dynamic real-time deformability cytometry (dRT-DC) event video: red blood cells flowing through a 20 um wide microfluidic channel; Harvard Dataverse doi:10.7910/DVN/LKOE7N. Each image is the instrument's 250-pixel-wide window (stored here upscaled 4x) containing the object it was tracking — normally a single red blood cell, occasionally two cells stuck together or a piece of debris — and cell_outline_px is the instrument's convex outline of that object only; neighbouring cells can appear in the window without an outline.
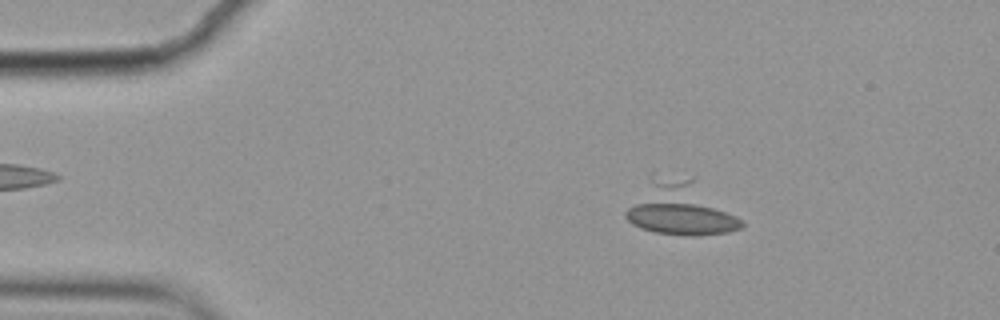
{"species": "common noctule bat (a hibernating species)", "species_latin": "Nyctalus noctula", "temperature_condition": "cold", "stored_images_in_passage": 4, "camera_frame_rate_fps": 3000, "um_per_image_px": 0.085, "animal": {"sex": "female", "body_mass_g": 19.9}, "frame": {"image": 1, "passage_image": 2, "time_ms": 0.333, "image_size_px": [1000, 320], "cell_outline_px": [[744, 224], [740, 228], [728, 232], [688, 236], [656, 232], [640, 228], [632, 224], [624, 216], [624, 212], [628, 208], [656, 184], [696, 176], [744, 220]], "centroid_in_image_um": [58.07, 17.84], "position_along_channel_um": 26.9, "area_um2": 34.16}}